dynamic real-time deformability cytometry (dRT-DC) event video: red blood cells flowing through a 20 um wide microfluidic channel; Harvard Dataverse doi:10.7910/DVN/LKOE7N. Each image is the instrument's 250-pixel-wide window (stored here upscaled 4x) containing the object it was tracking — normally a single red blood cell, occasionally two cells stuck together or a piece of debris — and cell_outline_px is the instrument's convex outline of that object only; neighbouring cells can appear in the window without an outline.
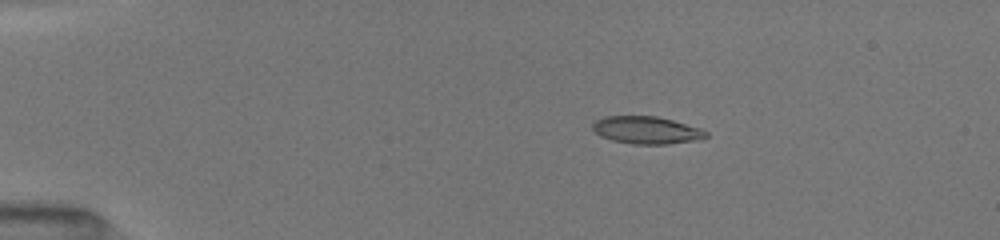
{"species": "common noctule bat (a hibernating species)", "species_latin": "Nyctalus noctula", "temperature_condition": "room temperature", "stored_images_in_passage": 10, "camera_frame_rate_fps": 3000, "um_per_image_px": 0.085, "animal": {"sex": "female", "body_mass_g": 19.5, "forearm_length_mm": 54.1}, "frame": {"image": 1, "passage_image": 5, "time_ms": 2.667, "image_size_px": [1000, 240], "cell_outline_px": [[708, 136], [696, 140], [668, 144], [632, 144], [612, 140], [600, 136], [592, 128], [592, 124], [596, 120], [604, 116], [656, 116], [672, 120], [700, 128], [708, 132]], "centroid_in_image_um": [54.94, 11.06], "position_along_channel_um": 30.1, "area_um2": 18.09}}
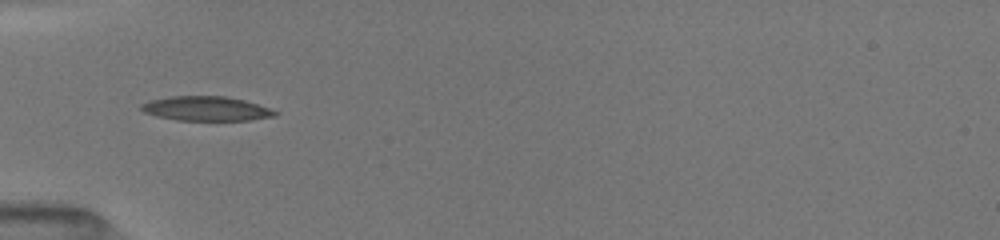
{"frame": {"image": 2, "passage_image": 9, "time_ms": 5.333, "image_size_px": [1000, 240], "cell_outline_px": [[280, 112], [276, 116], [248, 120], [176, 120], [156, 116], [144, 112], [140, 108], [140, 104], [152, 100], [172, 96], [228, 96], [244, 100]], "centroid_in_image_um": [17.52, 9.23], "position_along_channel_um": 67.5, "area_um2": 18.96}}